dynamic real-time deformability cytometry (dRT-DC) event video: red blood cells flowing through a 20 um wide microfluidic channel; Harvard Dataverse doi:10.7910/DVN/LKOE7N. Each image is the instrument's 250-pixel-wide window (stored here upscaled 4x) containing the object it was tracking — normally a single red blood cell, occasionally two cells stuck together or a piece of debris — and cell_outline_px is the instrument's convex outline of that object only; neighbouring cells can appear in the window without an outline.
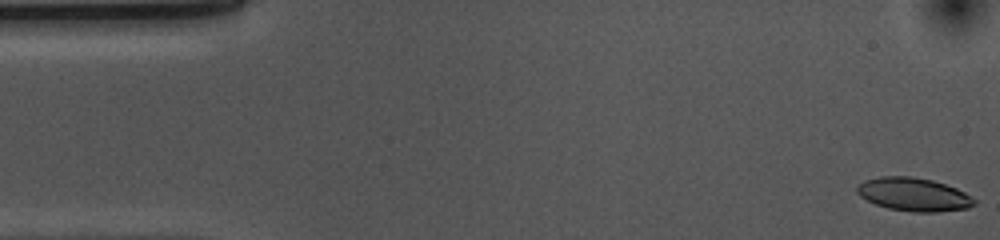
{"species": "common noctule bat (a hibernating species)", "species_latin": "Nyctalus noctula", "temperature_condition": "cold", "stored_images_in_passage": 45, "camera_frame_rate_fps": 3000, "um_per_image_px": 0.085, "animal": {"sex": "female", "body_mass_g": 10.0, "forearm_length_mm": 53.1}, "frame": {"image": 1, "passage_image": 1, "time_ms": 0.0, "image_size_px": [1000, 240], "cell_outline_px": [[976, 204], [968, 208], [940, 212], [912, 212], [888, 208], [876, 204], [860, 196], [856, 192], [856, 188], [864, 180], [880, 176], [912, 176], [932, 180], [956, 188], [964, 192], [976, 200]], "centroid_in_image_um": [77.67, 16.53], "position_along_channel_um": 7.3, "area_um2": 22.77}}
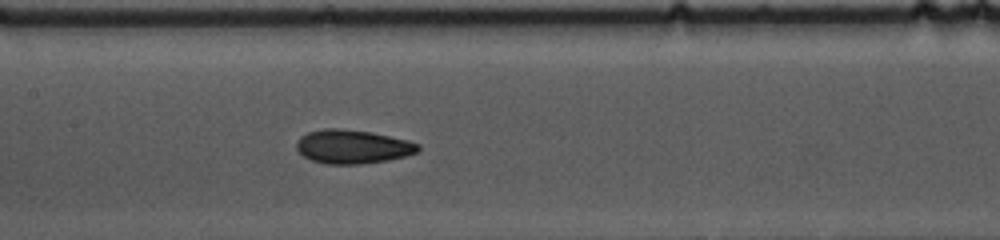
{"frame": {"image": 2, "passage_image": 24, "time_ms": 7.667, "image_size_px": [1000, 240], "cell_outline_px": [[420, 152], [388, 160], [360, 164], [328, 164], [312, 160], [304, 156], [296, 148], [296, 140], [300, 136], [308, 132], [324, 128], [336, 128], [368, 132], [408, 140], [420, 144]], "centroid_in_image_um": [29.97, 12.47], "position_along_channel_um": 177.4, "area_um2": 23.87}}
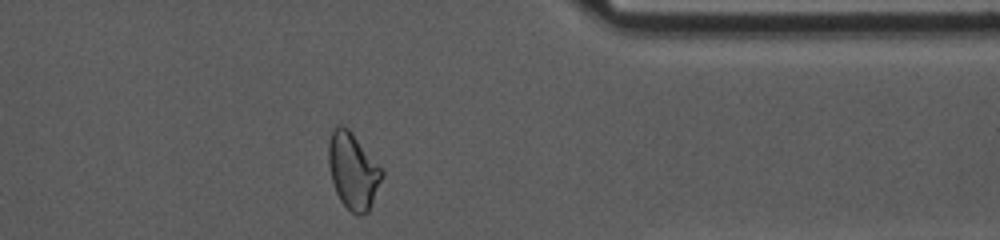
{"frame": {"image": 3, "passage_image": 42, "time_ms": 13.667, "image_size_px": [1000, 240], "cell_outline_px": [[384, 176], [368, 212], [360, 216], [356, 216], [340, 200], [336, 192], [332, 180], [328, 164], [328, 144], [332, 132], [340, 124], [348, 128], [352, 132], [384, 172]], "centroid_in_image_um": [30.01, 14.55], "position_along_channel_um": 381.4, "area_um2": 23.52}, "authors_computed_cell_mechanics": {"area_um2": 23.2934, "velocity_mm_per_s": 3.6727, "shape_relaxation_time_tau1_ms": 5.9414, "shape_relaxation_time_tau2_ms": 2.7458, "deformation_change_tau1": 0.1361, "deformation_change_tau2": 0.0806}}